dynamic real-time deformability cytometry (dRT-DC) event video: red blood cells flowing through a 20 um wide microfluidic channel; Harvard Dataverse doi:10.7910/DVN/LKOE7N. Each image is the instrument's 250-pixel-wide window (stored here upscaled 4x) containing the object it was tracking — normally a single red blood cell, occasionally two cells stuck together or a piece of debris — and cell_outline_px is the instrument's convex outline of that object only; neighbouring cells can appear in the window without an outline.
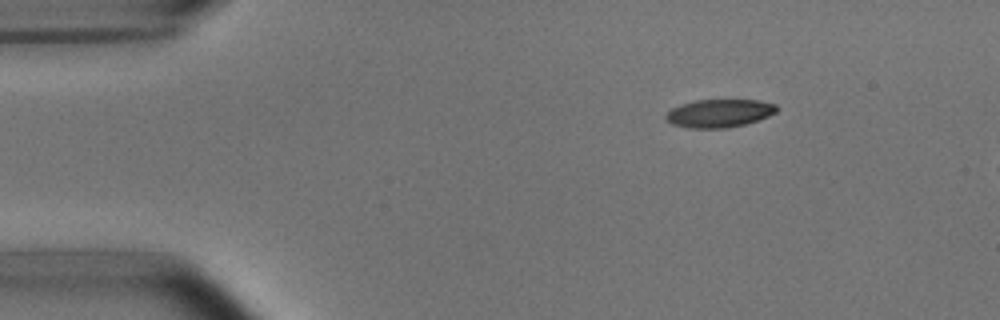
{"species": "common noctule bat (a hibernating species)", "species_latin": "Nyctalus noctula", "temperature_condition": "room temperature", "stored_images_in_passage": 7, "camera_frame_rate_fps": 3000, "um_per_image_px": 0.085, "animal": {"sex": "male", "body_mass_g": 15.6}, "frame": {"image": 1, "passage_image": 1, "time_ms": 0.0, "image_size_px": [1000, 320], "cell_outline_px": [[776, 112], [768, 116], [744, 124], [724, 128], [692, 128], [672, 124], [664, 116], [672, 108], [680, 104], [696, 100], [756, 100], [776, 104]], "centroid_in_image_um": [61.11, 9.62], "position_along_channel_um": 23.9, "area_um2": 17.86}}